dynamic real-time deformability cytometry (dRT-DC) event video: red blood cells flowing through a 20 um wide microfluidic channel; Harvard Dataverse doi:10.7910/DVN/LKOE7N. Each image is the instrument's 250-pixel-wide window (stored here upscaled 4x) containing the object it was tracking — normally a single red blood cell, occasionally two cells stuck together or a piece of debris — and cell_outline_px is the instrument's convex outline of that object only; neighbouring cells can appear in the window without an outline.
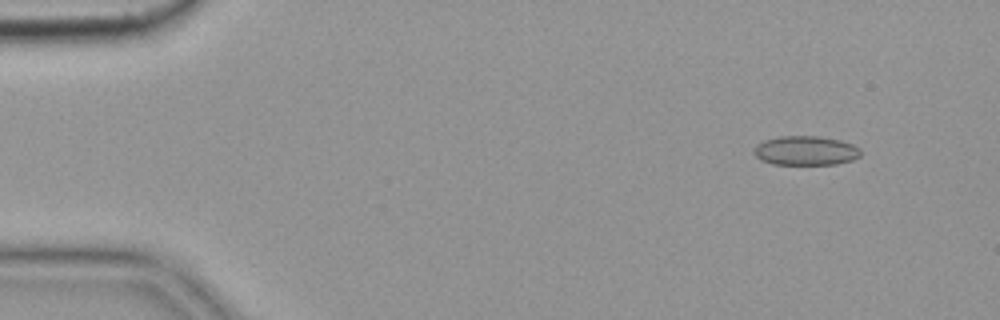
{"species": "common noctule bat (a hibernating species)", "species_latin": "Nyctalus noctula", "temperature_condition": "cold", "stored_images_in_passage": 5, "camera_frame_rate_fps": 3000, "um_per_image_px": 0.085, "animal": {"sex": "female", "body_mass_g": 19.9}, "frame": {"image": 1, "passage_image": 2, "time_ms": 0.333, "image_size_px": [1000, 320], "cell_outline_px": [[860, 156], [852, 160], [836, 164], [772, 164], [760, 160], [752, 152], [756, 144], [764, 140], [780, 136], [820, 136], [840, 140], [852, 144], [860, 148]], "centroid_in_image_um": [68.46, 12.8], "position_along_channel_um": 16.5, "area_um2": 18.32}}
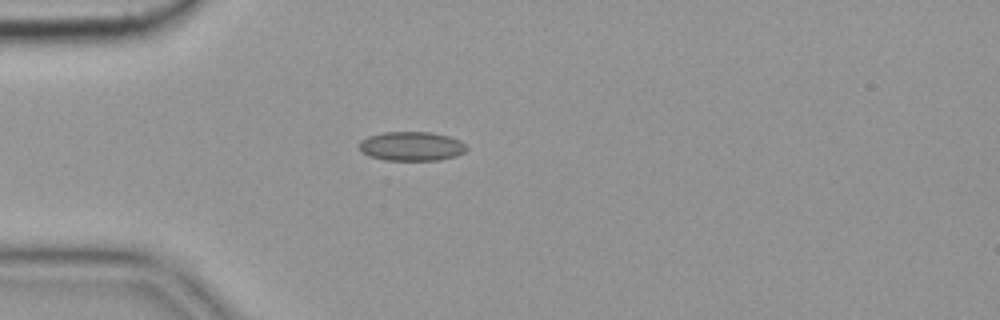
{"frame": {"image": 2, "passage_image": 5, "time_ms": 1.333, "image_size_px": [1000, 320], "cell_outline_px": [[468, 148], [464, 152], [456, 156], [440, 160], [384, 160], [368, 156], [360, 148], [360, 140], [368, 136], [384, 132], [428, 132], [448, 136], [460, 140]], "centroid_in_image_um": [34.98, 12.43], "position_along_channel_um": 50.0, "area_um2": 18.21}}